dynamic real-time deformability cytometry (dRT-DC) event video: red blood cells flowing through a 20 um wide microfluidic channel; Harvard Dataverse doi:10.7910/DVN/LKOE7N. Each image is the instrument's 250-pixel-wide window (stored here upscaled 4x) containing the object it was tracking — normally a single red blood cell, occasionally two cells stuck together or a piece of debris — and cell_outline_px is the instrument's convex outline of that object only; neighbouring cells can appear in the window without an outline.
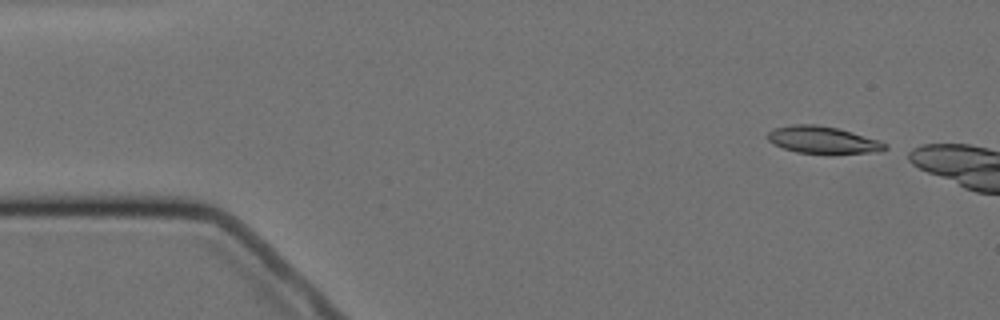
{"species": "Egyptian fruit bat (a non-hibernating species)", "species_latin": "Rousettus aegyptiacus", "temperature_condition": "cold", "stored_images_in_passage": 2, "camera_frame_rate_fps": 3000, "um_per_image_px": 0.085, "animal": {"sex": "female"}, "frame": {"image": 1, "passage_image": 1, "time_ms": 0.0, "image_size_px": [1000, 320], "cell_outline_px": [[888, 148], [876, 152], [832, 156], [828, 156], [796, 152], [784, 148], [768, 140], [768, 132], [776, 128], [792, 124], [816, 124], [836, 128], [852, 132], [880, 140], [888, 144]], "centroid_in_image_um": [70.01, 11.94], "position_along_channel_um": 15.0, "area_um2": 19.19}}